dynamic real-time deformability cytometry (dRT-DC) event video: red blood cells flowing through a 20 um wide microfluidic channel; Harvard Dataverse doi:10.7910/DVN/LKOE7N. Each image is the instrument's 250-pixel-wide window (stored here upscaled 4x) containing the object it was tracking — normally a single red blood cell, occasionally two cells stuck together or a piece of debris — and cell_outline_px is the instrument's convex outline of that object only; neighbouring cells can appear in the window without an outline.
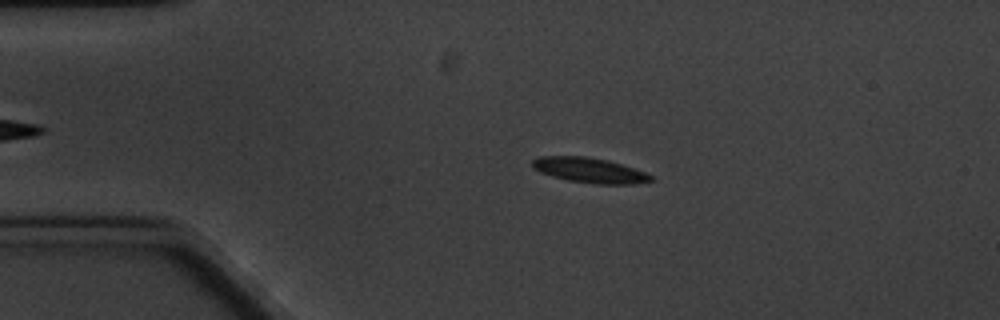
{"species": "common noctule bat (a hibernating species)", "species_latin": "Nyctalus noctula", "temperature_condition": "cold", "stored_images_in_passage": 6, "camera_frame_rate_fps": 3000, "um_per_image_px": 0.085, "animal": {"sex": "male", "body_mass_g": 20.1, "forearm_length_mm": 53.5}, "frame": {"image": 1, "passage_image": 3, "time_ms": 2.333, "image_size_px": [1000, 320], "cell_outline_px": [[656, 180], [632, 184], [596, 184], [568, 180], [552, 176], [540, 172], [532, 168], [532, 160], [540, 156], [584, 156], [608, 160], [644, 172], [652, 176]], "centroid_in_image_um": [50.09, 14.47], "position_along_channel_um": 34.9, "area_um2": 17.22}}
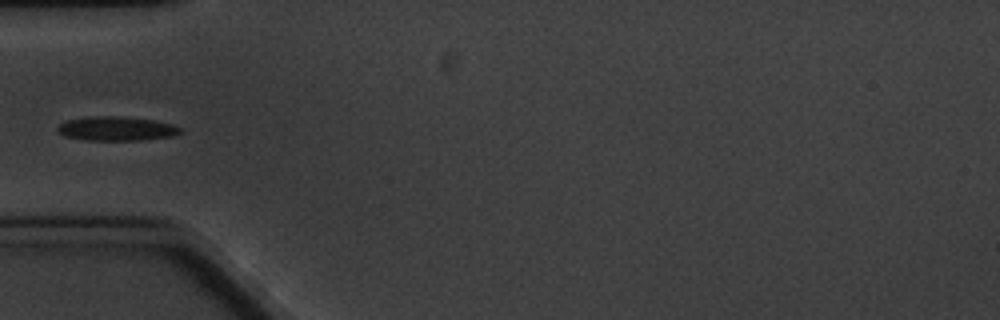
{"frame": {"image": 2, "passage_image": 5, "time_ms": 4.667, "image_size_px": [1000, 320], "cell_outline_px": [[180, 132], [172, 136], [140, 140], [84, 140], [64, 136], [56, 128], [64, 120], [88, 116], [124, 116], [156, 120], [172, 124], [180, 128]], "centroid_in_image_um": [9.86, 10.92], "position_along_channel_um": 75.1, "area_um2": 17.4}}